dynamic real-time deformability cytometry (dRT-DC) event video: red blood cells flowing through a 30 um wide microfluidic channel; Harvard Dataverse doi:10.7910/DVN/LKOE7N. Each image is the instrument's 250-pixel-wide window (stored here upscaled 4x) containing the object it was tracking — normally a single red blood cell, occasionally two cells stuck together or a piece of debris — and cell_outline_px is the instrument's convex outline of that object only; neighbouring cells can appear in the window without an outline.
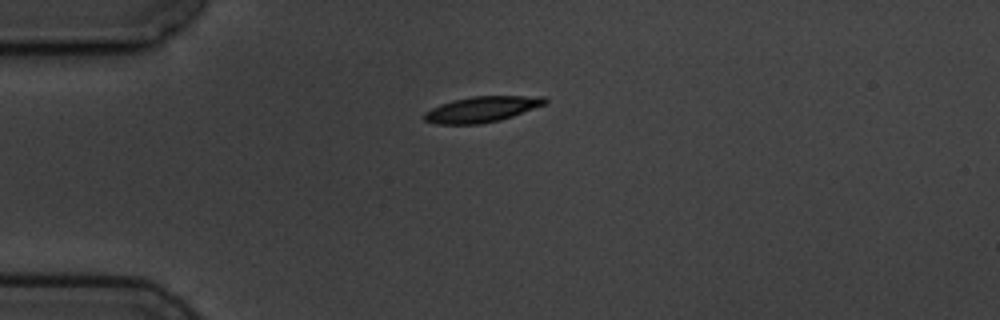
{"species": "common noctule bat (a hibernating species)", "species_latin": "Nyctalus noctula", "temperature_condition": "cold", "stored_images_in_passage": 4, "camera_frame_rate_fps": 3000, "um_per_image_px": 0.085, "animal": {"sex": "male", "body_mass_g": 19.5, "forearm_length_mm": 54.6}, "frame": {"image": 1, "passage_image": 1, "time_ms": 0.0, "image_size_px": [1000, 320], "cell_outline_px": [[548, 100], [544, 104], [512, 116], [500, 120], [480, 124], [436, 124], [424, 120], [420, 116], [424, 112], [440, 104], [452, 100], [472, 96], [544, 96]], "centroid_in_image_um": [40.89, 9.29], "position_along_channel_um": 44.1, "area_um2": 18.09}}
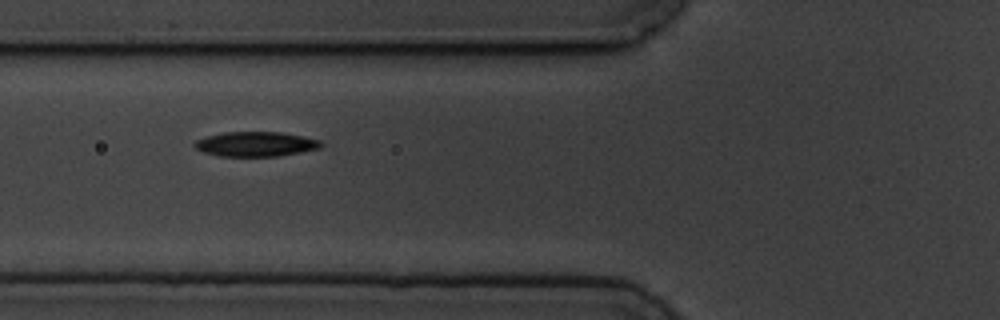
{"frame": {"image": 2, "passage_image": 3, "time_ms": 2.333, "image_size_px": [1000, 320], "cell_outline_px": [[324, 144], [320, 148], [300, 152], [276, 156], [220, 156], [204, 152], [196, 148], [192, 144], [196, 140], [208, 136], [224, 132], [280, 132], [320, 140]], "centroid_in_image_um": [21.73, 12.24], "position_along_channel_um": 104.1, "area_um2": 18.03}}
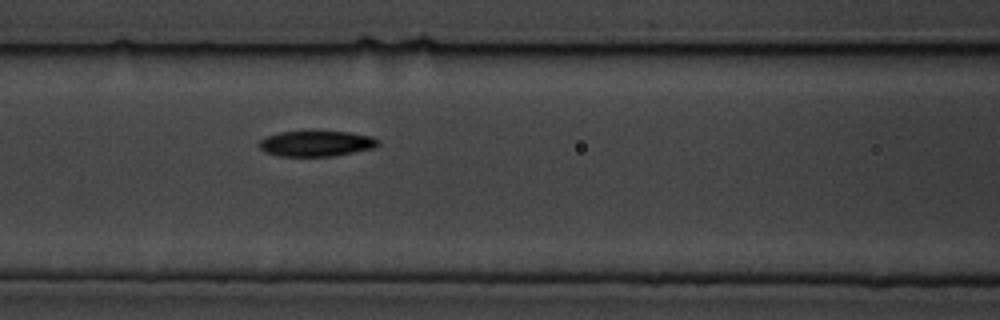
{"frame": {"image": 3, "passage_image": 4, "time_ms": 3.333, "image_size_px": [1000, 320], "cell_outline_px": [[380, 144], [376, 148], [332, 156], [280, 156], [264, 152], [260, 148], [260, 140], [264, 136], [280, 132], [308, 128], [348, 132], [372, 136], [380, 140]], "centroid_in_image_um": [26.89, 12.15], "position_along_channel_um": 139.7, "area_um2": 18.73}}